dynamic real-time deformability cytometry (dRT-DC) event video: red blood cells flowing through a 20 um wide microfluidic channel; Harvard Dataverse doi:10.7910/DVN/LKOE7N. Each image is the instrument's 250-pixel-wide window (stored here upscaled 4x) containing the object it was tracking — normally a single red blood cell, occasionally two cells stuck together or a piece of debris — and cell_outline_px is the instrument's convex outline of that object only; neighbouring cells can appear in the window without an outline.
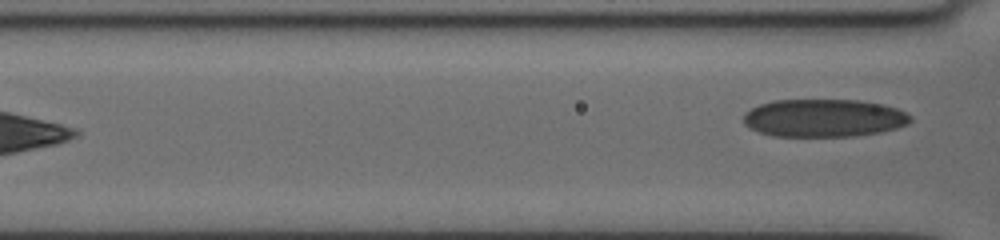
{"species": "human", "species_latin": "Homo sapiens", "temperature_condition": "cold", "stored_images_in_passage": 11, "segment_of_instrument_passage": [2, 2], "camera_frame_rate_fps": 3000, "um_per_image_px": 0.085, "donor": {"sex": "female"}, "frame": {"image": 1, "passage_image": 11, "time_ms": 9.667, "image_size_px": [1000, 240], "cell_outline_px": [[912, 120], [908, 124], [896, 128], [880, 132], [856, 136], [772, 136], [748, 128], [744, 124], [744, 112], [760, 104], [772, 100], [856, 100], [884, 104], [896, 108], [912, 116]], "centroid_in_image_um": [70.02, 10.03], "position_along_channel_um": 96.6, "area_um2": 36.99}}